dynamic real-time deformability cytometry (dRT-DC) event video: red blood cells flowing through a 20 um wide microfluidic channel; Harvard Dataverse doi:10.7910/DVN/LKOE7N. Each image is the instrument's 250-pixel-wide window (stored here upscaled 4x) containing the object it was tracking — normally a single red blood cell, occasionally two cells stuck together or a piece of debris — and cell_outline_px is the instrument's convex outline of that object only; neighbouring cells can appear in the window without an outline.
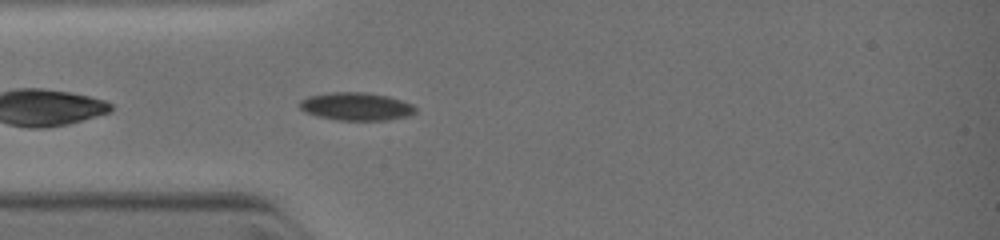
{"species": "common noctule bat (a hibernating species)", "species_latin": "Nyctalus noctula", "temperature_condition": "warm", "stored_images_in_passage": 45, "camera_frame_rate_fps": 3000, "um_per_image_px": 0.085, "animal": {"sex": "female", "body_mass_g": 19.0, "forearm_length_mm": 51.5}, "frame": {"image": 1, "passage_image": 3, "time_ms": 0.333, "image_size_px": [1000, 240], "cell_outline_px": [[416, 112], [408, 116], [384, 120], [340, 120], [320, 116], [308, 112], [300, 108], [300, 100], [308, 96], [328, 92], [368, 92], [388, 96], [412, 104], [416, 108]], "centroid_in_image_um": [30.3, 9.03], "position_along_channel_um": 54.7, "area_um2": 18.67}}
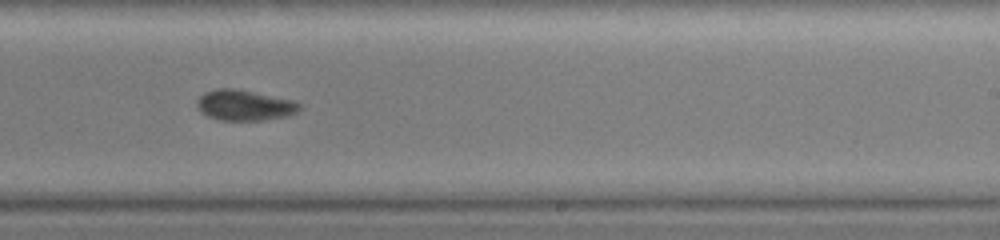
{"frame": {"image": 2, "passage_image": 22, "time_ms": 4.667, "image_size_px": [1000, 240], "cell_outline_px": [[300, 108], [296, 112], [288, 116], [264, 120], [220, 120], [208, 116], [196, 108], [196, 100], [204, 92], [216, 88], [236, 88], [296, 100], [300, 104]], "centroid_in_image_um": [20.78, 8.93], "position_along_channel_um": 268.2, "area_um2": 18.55}}
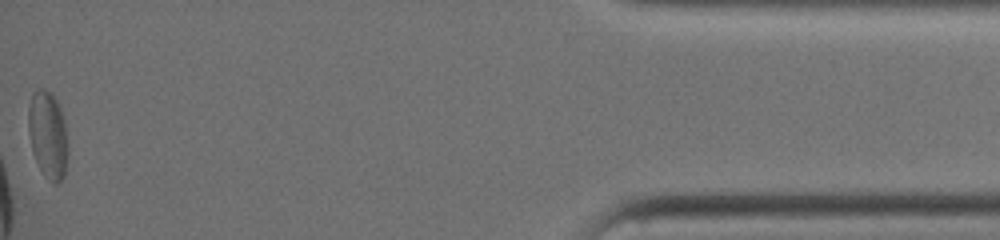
{"frame": {"image": 3, "passage_image": 44, "time_ms": 9.667, "image_size_px": [1000, 240], "cell_outline_px": [[68, 152], [64, 176], [56, 184], [40, 168], [36, 160], [32, 148], [28, 132], [28, 108], [32, 92], [36, 88], [44, 88], [52, 92], [60, 104], [64, 120], [68, 144]], "centroid_in_image_um": [4.08, 11.35], "position_along_channel_um": 431.1, "area_um2": 20.23}}